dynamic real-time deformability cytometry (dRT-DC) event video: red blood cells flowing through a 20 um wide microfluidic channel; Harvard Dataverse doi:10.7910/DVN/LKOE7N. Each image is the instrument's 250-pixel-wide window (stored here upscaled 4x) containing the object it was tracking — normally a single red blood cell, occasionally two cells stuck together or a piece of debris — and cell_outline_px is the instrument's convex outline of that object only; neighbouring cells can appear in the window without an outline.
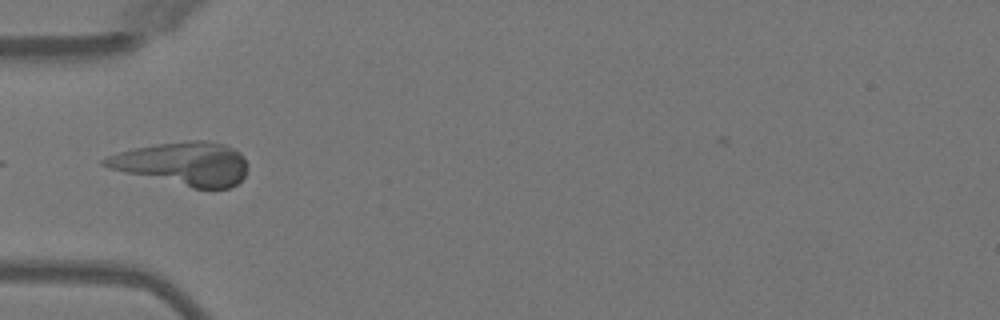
{"species": "Egyptian fruit bat (a non-hibernating species)", "species_latin": "Rousettus aegyptiacus", "temperature_condition": "warm", "stored_images_in_passage": 4, "camera_frame_rate_fps": 3000, "um_per_image_px": 0.085, "animal": {"sex": "female"}, "frame": {"image": 1, "passage_image": 1, "time_ms": 0.0, "image_size_px": [1000, 320], "cell_outline_px": [[248, 168], [244, 176], [236, 184], [228, 188], [192, 188], [124, 172], [108, 168], [100, 164], [100, 160], [108, 156], [120, 152], [136, 148], [160, 144], [196, 140], [208, 140], [224, 144], [240, 152], [248, 164]], "centroid_in_image_um": [15.59, 13.92], "position_along_channel_um": 69.4, "area_um2": 35.84}}